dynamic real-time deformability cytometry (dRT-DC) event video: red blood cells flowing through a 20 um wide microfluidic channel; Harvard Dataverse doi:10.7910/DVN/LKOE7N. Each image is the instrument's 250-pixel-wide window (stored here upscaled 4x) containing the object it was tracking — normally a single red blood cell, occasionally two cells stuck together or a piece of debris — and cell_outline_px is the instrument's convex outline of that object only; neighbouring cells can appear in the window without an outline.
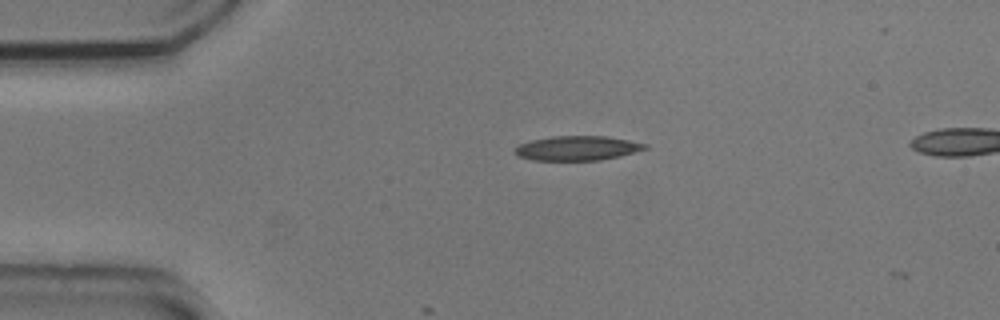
{"species": "common noctule bat (a hibernating species)", "species_latin": "Nyctalus noctula", "temperature_condition": "cold", "stored_images_in_passage": 5, "camera_frame_rate_fps": 3000, "um_per_image_px": 0.085, "animal": {"sex": "male", "body_mass_g": 20.5, "forearm_length_mm": 52.5}, "frame": {"image": 1, "passage_image": 3, "time_ms": 0.667, "image_size_px": [1000, 320], "cell_outline_px": [[648, 148], [620, 156], [600, 160], [532, 160], [516, 156], [512, 152], [520, 144], [532, 140], [552, 136], [608, 136], [648, 144]], "centroid_in_image_um": [49.05, 12.59], "position_along_channel_um": 35.9, "area_um2": 18.61}}